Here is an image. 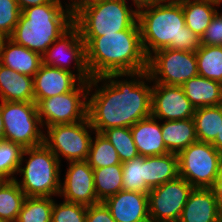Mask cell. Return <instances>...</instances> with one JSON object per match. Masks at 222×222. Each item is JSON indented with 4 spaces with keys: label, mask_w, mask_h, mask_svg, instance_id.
<instances>
[{
    "label": "cell",
    "mask_w": 222,
    "mask_h": 222,
    "mask_svg": "<svg viewBox=\"0 0 222 222\" xmlns=\"http://www.w3.org/2000/svg\"><path fill=\"white\" fill-rule=\"evenodd\" d=\"M177 155L180 177L194 188L213 186L222 162V154L211 143L197 141Z\"/></svg>",
    "instance_id": "ba28073f"
},
{
    "label": "cell",
    "mask_w": 222,
    "mask_h": 222,
    "mask_svg": "<svg viewBox=\"0 0 222 222\" xmlns=\"http://www.w3.org/2000/svg\"><path fill=\"white\" fill-rule=\"evenodd\" d=\"M64 179L59 193L64 196V201L86 206L99 203L95 193L93 169L87 161L69 162Z\"/></svg>",
    "instance_id": "9a60e30c"
},
{
    "label": "cell",
    "mask_w": 222,
    "mask_h": 222,
    "mask_svg": "<svg viewBox=\"0 0 222 222\" xmlns=\"http://www.w3.org/2000/svg\"><path fill=\"white\" fill-rule=\"evenodd\" d=\"M102 135L116 149L121 163L139 156L130 127L109 128L104 130Z\"/></svg>",
    "instance_id": "d6a6232c"
},
{
    "label": "cell",
    "mask_w": 222,
    "mask_h": 222,
    "mask_svg": "<svg viewBox=\"0 0 222 222\" xmlns=\"http://www.w3.org/2000/svg\"><path fill=\"white\" fill-rule=\"evenodd\" d=\"M95 133L96 137L94 141L91 139L89 155L86 160L89 166L92 169H98L120 164L121 160L112 144L102 135V133Z\"/></svg>",
    "instance_id": "f546056e"
},
{
    "label": "cell",
    "mask_w": 222,
    "mask_h": 222,
    "mask_svg": "<svg viewBox=\"0 0 222 222\" xmlns=\"http://www.w3.org/2000/svg\"><path fill=\"white\" fill-rule=\"evenodd\" d=\"M85 222H116L104 202L87 206Z\"/></svg>",
    "instance_id": "74e56055"
},
{
    "label": "cell",
    "mask_w": 222,
    "mask_h": 222,
    "mask_svg": "<svg viewBox=\"0 0 222 222\" xmlns=\"http://www.w3.org/2000/svg\"><path fill=\"white\" fill-rule=\"evenodd\" d=\"M147 74V70H143L136 73H110L90 79L91 87L98 86L102 80H108L88 99L87 117L95 132L131 127L151 116L152 87L142 80ZM123 76L133 79L118 80V77ZM135 76L140 79L134 78Z\"/></svg>",
    "instance_id": "6da1fadb"
},
{
    "label": "cell",
    "mask_w": 222,
    "mask_h": 222,
    "mask_svg": "<svg viewBox=\"0 0 222 222\" xmlns=\"http://www.w3.org/2000/svg\"><path fill=\"white\" fill-rule=\"evenodd\" d=\"M145 183L152 189L179 176L178 155L168 153L144 157Z\"/></svg>",
    "instance_id": "603a6c76"
},
{
    "label": "cell",
    "mask_w": 222,
    "mask_h": 222,
    "mask_svg": "<svg viewBox=\"0 0 222 222\" xmlns=\"http://www.w3.org/2000/svg\"><path fill=\"white\" fill-rule=\"evenodd\" d=\"M201 45L222 46V14L218 11L201 36Z\"/></svg>",
    "instance_id": "8d00e7d4"
},
{
    "label": "cell",
    "mask_w": 222,
    "mask_h": 222,
    "mask_svg": "<svg viewBox=\"0 0 222 222\" xmlns=\"http://www.w3.org/2000/svg\"><path fill=\"white\" fill-rule=\"evenodd\" d=\"M177 222H222V210L211 188H193Z\"/></svg>",
    "instance_id": "ac0fdd59"
},
{
    "label": "cell",
    "mask_w": 222,
    "mask_h": 222,
    "mask_svg": "<svg viewBox=\"0 0 222 222\" xmlns=\"http://www.w3.org/2000/svg\"><path fill=\"white\" fill-rule=\"evenodd\" d=\"M73 24L81 37H99L128 28H140L137 9L125 0H97L80 7L73 14Z\"/></svg>",
    "instance_id": "5b68a950"
},
{
    "label": "cell",
    "mask_w": 222,
    "mask_h": 222,
    "mask_svg": "<svg viewBox=\"0 0 222 222\" xmlns=\"http://www.w3.org/2000/svg\"><path fill=\"white\" fill-rule=\"evenodd\" d=\"M4 139V122L1 114V109H0V140Z\"/></svg>",
    "instance_id": "ee69618b"
},
{
    "label": "cell",
    "mask_w": 222,
    "mask_h": 222,
    "mask_svg": "<svg viewBox=\"0 0 222 222\" xmlns=\"http://www.w3.org/2000/svg\"><path fill=\"white\" fill-rule=\"evenodd\" d=\"M193 121L198 141L212 144L222 127V105L196 108Z\"/></svg>",
    "instance_id": "484cf974"
},
{
    "label": "cell",
    "mask_w": 222,
    "mask_h": 222,
    "mask_svg": "<svg viewBox=\"0 0 222 222\" xmlns=\"http://www.w3.org/2000/svg\"><path fill=\"white\" fill-rule=\"evenodd\" d=\"M211 189L213 190L215 198L217 199L219 208L222 210V162L217 178L215 179V182Z\"/></svg>",
    "instance_id": "f35d334b"
},
{
    "label": "cell",
    "mask_w": 222,
    "mask_h": 222,
    "mask_svg": "<svg viewBox=\"0 0 222 222\" xmlns=\"http://www.w3.org/2000/svg\"><path fill=\"white\" fill-rule=\"evenodd\" d=\"M22 155H29L25 167L18 172L23 179L18 182L26 197H51L60 193V161L45 145L24 148Z\"/></svg>",
    "instance_id": "8992f818"
},
{
    "label": "cell",
    "mask_w": 222,
    "mask_h": 222,
    "mask_svg": "<svg viewBox=\"0 0 222 222\" xmlns=\"http://www.w3.org/2000/svg\"><path fill=\"white\" fill-rule=\"evenodd\" d=\"M20 10H24L28 7L46 4L49 2H61L60 0H16Z\"/></svg>",
    "instance_id": "ab89813d"
},
{
    "label": "cell",
    "mask_w": 222,
    "mask_h": 222,
    "mask_svg": "<svg viewBox=\"0 0 222 222\" xmlns=\"http://www.w3.org/2000/svg\"><path fill=\"white\" fill-rule=\"evenodd\" d=\"M85 44L90 77L110 73H136L147 70L140 28H128L99 37H81Z\"/></svg>",
    "instance_id": "3957f363"
},
{
    "label": "cell",
    "mask_w": 222,
    "mask_h": 222,
    "mask_svg": "<svg viewBox=\"0 0 222 222\" xmlns=\"http://www.w3.org/2000/svg\"><path fill=\"white\" fill-rule=\"evenodd\" d=\"M195 107L181 86L154 84L152 86L151 116L165 121L193 118Z\"/></svg>",
    "instance_id": "5bb4252c"
},
{
    "label": "cell",
    "mask_w": 222,
    "mask_h": 222,
    "mask_svg": "<svg viewBox=\"0 0 222 222\" xmlns=\"http://www.w3.org/2000/svg\"><path fill=\"white\" fill-rule=\"evenodd\" d=\"M159 1H176V0H159Z\"/></svg>",
    "instance_id": "bcb514c9"
},
{
    "label": "cell",
    "mask_w": 222,
    "mask_h": 222,
    "mask_svg": "<svg viewBox=\"0 0 222 222\" xmlns=\"http://www.w3.org/2000/svg\"><path fill=\"white\" fill-rule=\"evenodd\" d=\"M94 1H97V0H71L70 2L72 3H70V5L68 6L71 8L72 13L74 14L80 7Z\"/></svg>",
    "instance_id": "60d3db41"
},
{
    "label": "cell",
    "mask_w": 222,
    "mask_h": 222,
    "mask_svg": "<svg viewBox=\"0 0 222 222\" xmlns=\"http://www.w3.org/2000/svg\"><path fill=\"white\" fill-rule=\"evenodd\" d=\"M51 46L42 55V64L71 71L67 65L70 63L68 60H74L77 66L78 78L81 81H90L91 77L86 64L85 44L79 29L74 24ZM66 52L69 53L66 54L69 55L68 59L62 58Z\"/></svg>",
    "instance_id": "4fadbf2b"
},
{
    "label": "cell",
    "mask_w": 222,
    "mask_h": 222,
    "mask_svg": "<svg viewBox=\"0 0 222 222\" xmlns=\"http://www.w3.org/2000/svg\"><path fill=\"white\" fill-rule=\"evenodd\" d=\"M213 4L217 7L222 3V0H211Z\"/></svg>",
    "instance_id": "f6af8a7d"
},
{
    "label": "cell",
    "mask_w": 222,
    "mask_h": 222,
    "mask_svg": "<svg viewBox=\"0 0 222 222\" xmlns=\"http://www.w3.org/2000/svg\"><path fill=\"white\" fill-rule=\"evenodd\" d=\"M193 186L178 176L148 192L151 222H177Z\"/></svg>",
    "instance_id": "7c38bea8"
},
{
    "label": "cell",
    "mask_w": 222,
    "mask_h": 222,
    "mask_svg": "<svg viewBox=\"0 0 222 222\" xmlns=\"http://www.w3.org/2000/svg\"><path fill=\"white\" fill-rule=\"evenodd\" d=\"M90 91L89 81H82L73 91L38 101L37 113L42 128L43 125L50 127L85 120L89 98L87 95H90Z\"/></svg>",
    "instance_id": "30bf717a"
},
{
    "label": "cell",
    "mask_w": 222,
    "mask_h": 222,
    "mask_svg": "<svg viewBox=\"0 0 222 222\" xmlns=\"http://www.w3.org/2000/svg\"><path fill=\"white\" fill-rule=\"evenodd\" d=\"M133 141L142 157H150L170 153L162 138L161 124L150 116L136 122L130 127Z\"/></svg>",
    "instance_id": "ffe728a7"
},
{
    "label": "cell",
    "mask_w": 222,
    "mask_h": 222,
    "mask_svg": "<svg viewBox=\"0 0 222 222\" xmlns=\"http://www.w3.org/2000/svg\"><path fill=\"white\" fill-rule=\"evenodd\" d=\"M25 198L16 179L3 180L0 184V220L16 222Z\"/></svg>",
    "instance_id": "83f0119b"
},
{
    "label": "cell",
    "mask_w": 222,
    "mask_h": 222,
    "mask_svg": "<svg viewBox=\"0 0 222 222\" xmlns=\"http://www.w3.org/2000/svg\"><path fill=\"white\" fill-rule=\"evenodd\" d=\"M195 53L198 75L222 83V46L201 45Z\"/></svg>",
    "instance_id": "f1b7e54d"
},
{
    "label": "cell",
    "mask_w": 222,
    "mask_h": 222,
    "mask_svg": "<svg viewBox=\"0 0 222 222\" xmlns=\"http://www.w3.org/2000/svg\"><path fill=\"white\" fill-rule=\"evenodd\" d=\"M0 64L20 74L33 77L42 65V55L14 43L9 38H2Z\"/></svg>",
    "instance_id": "d6986e66"
},
{
    "label": "cell",
    "mask_w": 222,
    "mask_h": 222,
    "mask_svg": "<svg viewBox=\"0 0 222 222\" xmlns=\"http://www.w3.org/2000/svg\"><path fill=\"white\" fill-rule=\"evenodd\" d=\"M52 197H26L16 222H51Z\"/></svg>",
    "instance_id": "4dcf8cb0"
},
{
    "label": "cell",
    "mask_w": 222,
    "mask_h": 222,
    "mask_svg": "<svg viewBox=\"0 0 222 222\" xmlns=\"http://www.w3.org/2000/svg\"><path fill=\"white\" fill-rule=\"evenodd\" d=\"M86 212V205L67 201L56 204L54 200L51 222H85Z\"/></svg>",
    "instance_id": "e575fe53"
},
{
    "label": "cell",
    "mask_w": 222,
    "mask_h": 222,
    "mask_svg": "<svg viewBox=\"0 0 222 222\" xmlns=\"http://www.w3.org/2000/svg\"><path fill=\"white\" fill-rule=\"evenodd\" d=\"M0 98L6 102H34L33 77L0 64Z\"/></svg>",
    "instance_id": "44dd1931"
},
{
    "label": "cell",
    "mask_w": 222,
    "mask_h": 222,
    "mask_svg": "<svg viewBox=\"0 0 222 222\" xmlns=\"http://www.w3.org/2000/svg\"><path fill=\"white\" fill-rule=\"evenodd\" d=\"M0 109L4 122V140L17 143L23 148L44 144L35 102L1 101Z\"/></svg>",
    "instance_id": "52a82bcc"
},
{
    "label": "cell",
    "mask_w": 222,
    "mask_h": 222,
    "mask_svg": "<svg viewBox=\"0 0 222 222\" xmlns=\"http://www.w3.org/2000/svg\"><path fill=\"white\" fill-rule=\"evenodd\" d=\"M123 190L147 193L151 188L145 183L144 157L137 156L122 163Z\"/></svg>",
    "instance_id": "836d02e7"
},
{
    "label": "cell",
    "mask_w": 222,
    "mask_h": 222,
    "mask_svg": "<svg viewBox=\"0 0 222 222\" xmlns=\"http://www.w3.org/2000/svg\"><path fill=\"white\" fill-rule=\"evenodd\" d=\"M80 82L78 75L72 71L42 64L33 76L34 102L73 91Z\"/></svg>",
    "instance_id": "2e32d148"
},
{
    "label": "cell",
    "mask_w": 222,
    "mask_h": 222,
    "mask_svg": "<svg viewBox=\"0 0 222 222\" xmlns=\"http://www.w3.org/2000/svg\"><path fill=\"white\" fill-rule=\"evenodd\" d=\"M21 10L16 0H0V36L8 38L16 27Z\"/></svg>",
    "instance_id": "d590c367"
},
{
    "label": "cell",
    "mask_w": 222,
    "mask_h": 222,
    "mask_svg": "<svg viewBox=\"0 0 222 222\" xmlns=\"http://www.w3.org/2000/svg\"><path fill=\"white\" fill-rule=\"evenodd\" d=\"M212 145L222 154V127Z\"/></svg>",
    "instance_id": "7bdbcfd3"
},
{
    "label": "cell",
    "mask_w": 222,
    "mask_h": 222,
    "mask_svg": "<svg viewBox=\"0 0 222 222\" xmlns=\"http://www.w3.org/2000/svg\"><path fill=\"white\" fill-rule=\"evenodd\" d=\"M95 193L99 202L123 190L122 163L93 169Z\"/></svg>",
    "instance_id": "4316f807"
},
{
    "label": "cell",
    "mask_w": 222,
    "mask_h": 222,
    "mask_svg": "<svg viewBox=\"0 0 222 222\" xmlns=\"http://www.w3.org/2000/svg\"><path fill=\"white\" fill-rule=\"evenodd\" d=\"M186 97L196 108L222 105V83L196 76L181 85Z\"/></svg>",
    "instance_id": "7402d4cb"
},
{
    "label": "cell",
    "mask_w": 222,
    "mask_h": 222,
    "mask_svg": "<svg viewBox=\"0 0 222 222\" xmlns=\"http://www.w3.org/2000/svg\"><path fill=\"white\" fill-rule=\"evenodd\" d=\"M135 7L137 8V11L141 8L151 6L152 4H155L156 2H159V0H133Z\"/></svg>",
    "instance_id": "b9f144b4"
},
{
    "label": "cell",
    "mask_w": 222,
    "mask_h": 222,
    "mask_svg": "<svg viewBox=\"0 0 222 222\" xmlns=\"http://www.w3.org/2000/svg\"><path fill=\"white\" fill-rule=\"evenodd\" d=\"M163 142L170 153L178 154L198 141L193 118L165 121L161 124Z\"/></svg>",
    "instance_id": "cb8c5ba5"
},
{
    "label": "cell",
    "mask_w": 222,
    "mask_h": 222,
    "mask_svg": "<svg viewBox=\"0 0 222 222\" xmlns=\"http://www.w3.org/2000/svg\"><path fill=\"white\" fill-rule=\"evenodd\" d=\"M138 24L147 57L163 48L196 52L201 47V38L186 26L179 0L159 1L141 8Z\"/></svg>",
    "instance_id": "7a4b0ae2"
},
{
    "label": "cell",
    "mask_w": 222,
    "mask_h": 222,
    "mask_svg": "<svg viewBox=\"0 0 222 222\" xmlns=\"http://www.w3.org/2000/svg\"><path fill=\"white\" fill-rule=\"evenodd\" d=\"M24 148L8 140H0V178L2 180H14L15 173L18 174L22 165Z\"/></svg>",
    "instance_id": "1f68e13d"
},
{
    "label": "cell",
    "mask_w": 222,
    "mask_h": 222,
    "mask_svg": "<svg viewBox=\"0 0 222 222\" xmlns=\"http://www.w3.org/2000/svg\"><path fill=\"white\" fill-rule=\"evenodd\" d=\"M153 54L148 57V74L144 80H154L155 84L181 86L198 76L195 52L163 48Z\"/></svg>",
    "instance_id": "9c48e42d"
},
{
    "label": "cell",
    "mask_w": 222,
    "mask_h": 222,
    "mask_svg": "<svg viewBox=\"0 0 222 222\" xmlns=\"http://www.w3.org/2000/svg\"><path fill=\"white\" fill-rule=\"evenodd\" d=\"M104 204L116 222H151L147 193L121 190L108 197Z\"/></svg>",
    "instance_id": "e0dca14e"
},
{
    "label": "cell",
    "mask_w": 222,
    "mask_h": 222,
    "mask_svg": "<svg viewBox=\"0 0 222 222\" xmlns=\"http://www.w3.org/2000/svg\"><path fill=\"white\" fill-rule=\"evenodd\" d=\"M87 129L93 130L88 117L76 123L47 127L44 144L59 161L60 155L69 162L86 161L92 139Z\"/></svg>",
    "instance_id": "8fae6325"
},
{
    "label": "cell",
    "mask_w": 222,
    "mask_h": 222,
    "mask_svg": "<svg viewBox=\"0 0 222 222\" xmlns=\"http://www.w3.org/2000/svg\"><path fill=\"white\" fill-rule=\"evenodd\" d=\"M186 26L200 38L211 23L217 10L211 0H179Z\"/></svg>",
    "instance_id": "d4e9b609"
},
{
    "label": "cell",
    "mask_w": 222,
    "mask_h": 222,
    "mask_svg": "<svg viewBox=\"0 0 222 222\" xmlns=\"http://www.w3.org/2000/svg\"><path fill=\"white\" fill-rule=\"evenodd\" d=\"M61 2H49L21 10L18 23L8 37L14 43L43 55L73 25V13Z\"/></svg>",
    "instance_id": "277c9868"
}]
</instances>
